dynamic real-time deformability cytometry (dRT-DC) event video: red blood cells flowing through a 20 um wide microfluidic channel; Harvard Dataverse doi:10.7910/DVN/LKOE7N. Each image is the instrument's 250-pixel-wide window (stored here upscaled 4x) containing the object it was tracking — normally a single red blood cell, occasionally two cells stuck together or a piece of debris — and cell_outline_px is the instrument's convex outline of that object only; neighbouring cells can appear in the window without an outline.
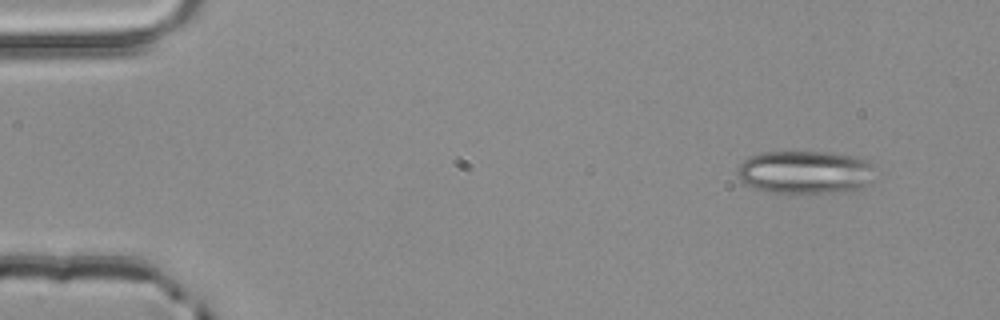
{"species": "common noctule bat (a hibernating species)", "species_latin": "Nyctalus noctula", "temperature_condition": "room temperature", "stored_images_in_passage": 3, "camera_frame_rate_fps": 3000, "um_per_image_px": 0.085, "animal": {"sex": "male", "body_mass_g": 20.4}, "frame": {"image": 1, "passage_image": 1, "time_ms": 0.0, "image_size_px": [1000, 320], "cell_outline_px": [[872, 164], [864, 188], [820, 192], [776, 192], [756, 188], [740, 180], [736, 176], [736, 168], [744, 160], [752, 156], [764, 152], [820, 152], [856, 156], [868, 160]], "centroid_in_image_um": [68.35, 14.61], "position_along_channel_um": 16.6, "area_um2": 33.58}}